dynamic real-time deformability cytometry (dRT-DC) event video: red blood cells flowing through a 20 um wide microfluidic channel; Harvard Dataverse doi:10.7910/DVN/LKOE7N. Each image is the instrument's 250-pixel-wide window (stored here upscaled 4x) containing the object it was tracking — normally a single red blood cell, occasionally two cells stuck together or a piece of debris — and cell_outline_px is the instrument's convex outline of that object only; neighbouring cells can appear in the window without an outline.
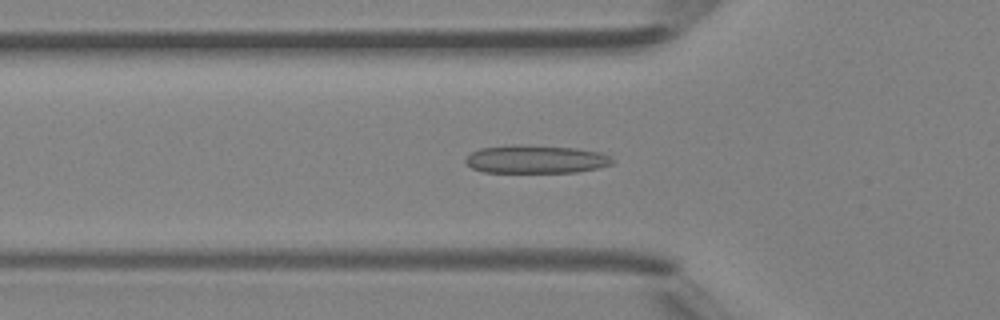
{"species": "Egyptian fruit bat (a non-hibernating species)", "species_latin": "Rousettus aegyptiacus", "temperature_condition": "room temperature", "stored_images_in_passage": 46, "camera_frame_rate_fps": 3000, "um_per_image_px": 0.085, "animal": {"sex": "female"}, "frame": {"image": 1, "passage_image": 16, "time_ms": 5.0, "image_size_px": [1000, 320], "cell_outline_px": [[616, 160], [612, 164], [600, 168], [576, 172], [484, 172], [472, 168], [464, 160], [472, 152], [480, 148], [512, 144], [528, 144], [576, 148], [600, 152]], "centroid_in_image_um": [45.57, 13.52], "position_along_channel_um": 80.2, "area_um2": 24.33}}
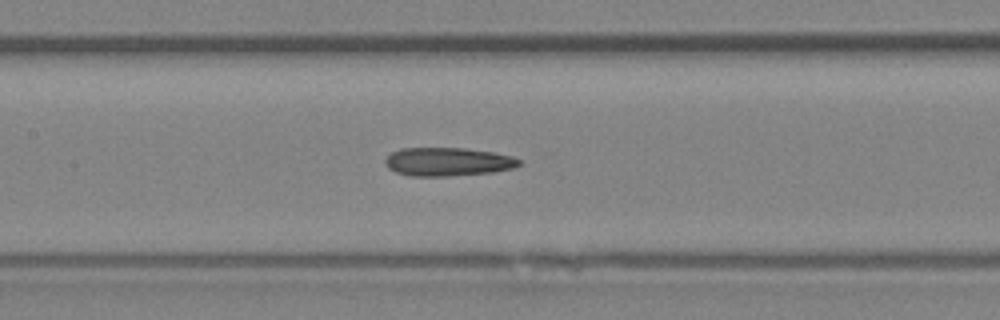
{"frame": {"image": 2, "passage_image": 22, "time_ms": 7.0, "image_size_px": [1000, 320], "cell_outline_px": [[520, 164], [512, 168], [492, 172], [448, 176], [412, 176], [396, 172], [388, 168], [384, 164], [384, 160], [392, 152], [400, 148], [464, 148], [492, 152], [512, 156], [520, 160]], "centroid_in_image_um": [38.02, 13.75], "position_along_channel_um": 169.4, "area_um2": 22.14}}
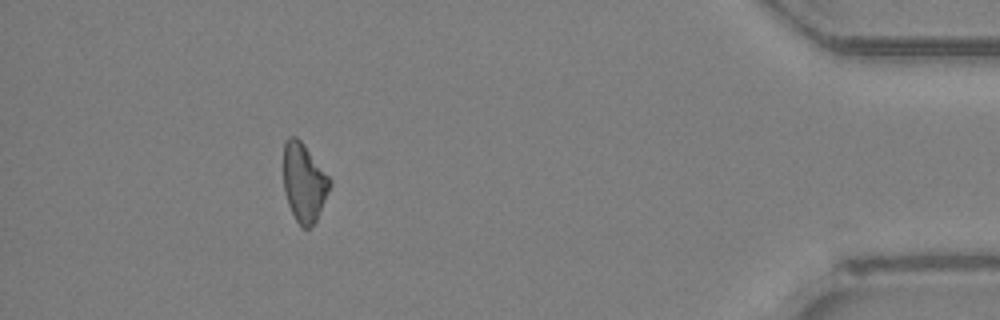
{"frame": {"image": 3, "passage_image": 42, "time_ms": 13.667, "image_size_px": [1000, 320], "cell_outline_px": [[332, 184], [316, 220], [308, 228], [300, 228], [288, 204], [284, 192], [284, 140], [288, 136], [296, 136], [304, 144], [332, 180]], "centroid_in_image_um": [25.84, 15.49], "position_along_channel_um": 409.4, "area_um2": 21.21}}